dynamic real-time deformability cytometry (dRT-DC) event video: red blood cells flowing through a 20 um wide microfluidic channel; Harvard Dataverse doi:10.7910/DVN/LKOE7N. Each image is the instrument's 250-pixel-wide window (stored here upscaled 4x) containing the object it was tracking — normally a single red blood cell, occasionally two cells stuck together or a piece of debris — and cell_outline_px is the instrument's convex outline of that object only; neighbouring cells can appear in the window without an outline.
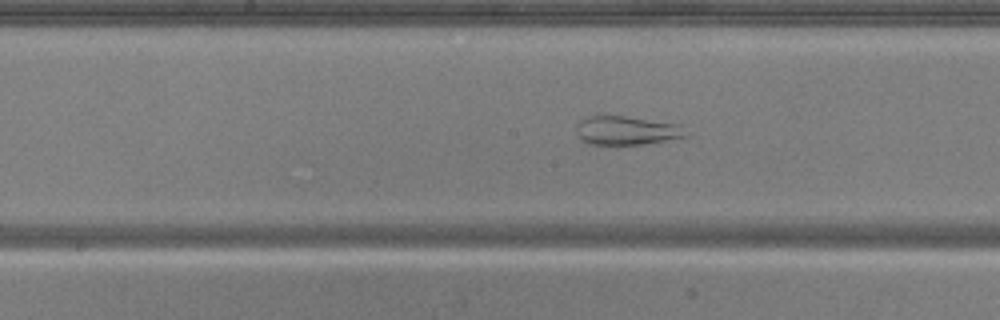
{"species": "common noctule bat (a hibernating species)", "species_latin": "Nyctalus noctula", "temperature_condition": "warm", "stored_images_in_passage": 50, "camera_frame_rate_fps": 3000, "um_per_image_px": 0.085, "animal": {"sex": "male", "body_mass_g": 20.5, "forearm_length_mm": 52.5}, "frame": {"image": 1, "passage_image": 24, "time_ms": 7.667, "image_size_px": [1000, 320], "cell_outline_px": [[688, 136], [616, 148], [588, 144], [576, 132], [576, 128], [580, 120], [588, 116], [624, 116], [680, 124]], "centroid_in_image_um": [53.21, 11.13], "position_along_channel_um": 195.0, "area_um2": 18.73}}
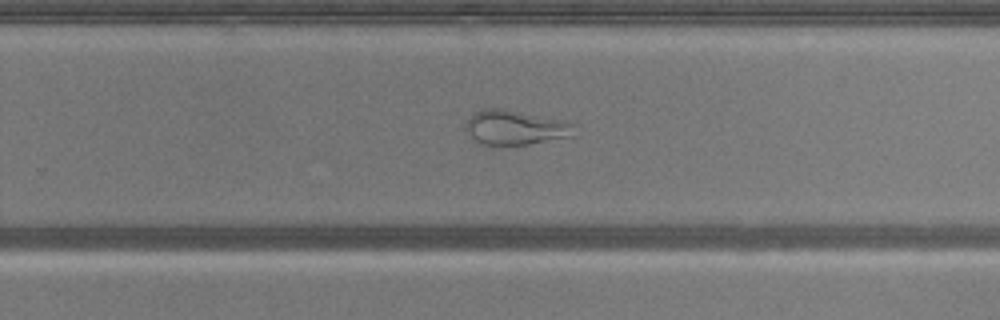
{"frame": {"image": 2, "passage_image": 31, "time_ms": 10.0, "image_size_px": [1000, 320], "cell_outline_px": [[572, 136], [528, 144], [484, 144], [476, 140], [468, 132], [468, 120], [472, 112], [484, 108], [500, 108], [564, 120], [572, 124]], "centroid_in_image_um": [43.79, 10.81], "position_along_channel_um": 286.0, "area_um2": 21.21}}
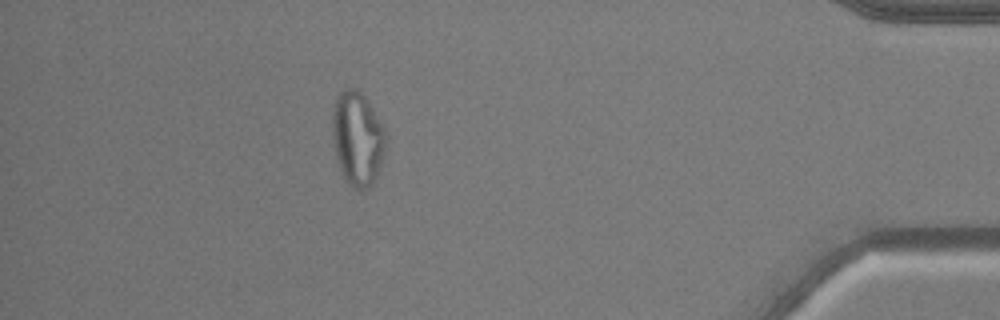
{"frame": {"image": 3, "passage_image": 44, "time_ms": 14.333, "image_size_px": [1000, 320], "cell_outline_px": [[388, 136], [380, 168], [372, 184], [368, 188], [352, 188], [344, 176], [336, 160], [332, 132], [332, 108], [336, 96], [344, 88], [356, 88], [364, 96], [372, 108], [384, 128]], "centroid_in_image_um": [30.38, 11.75], "position_along_channel_um": 404.8, "area_um2": 29.36}, "authors_computed_cell_mechanics": {"area_um2": 28.5532, "velocity_mm_per_s": 3.9231, "shape_relaxation_time_tau1_ms": null, "shape_relaxation_time_tau2_ms": 1.132, "deformation_change_tau1": null, "deformation_change_tau2": 0.0924}}